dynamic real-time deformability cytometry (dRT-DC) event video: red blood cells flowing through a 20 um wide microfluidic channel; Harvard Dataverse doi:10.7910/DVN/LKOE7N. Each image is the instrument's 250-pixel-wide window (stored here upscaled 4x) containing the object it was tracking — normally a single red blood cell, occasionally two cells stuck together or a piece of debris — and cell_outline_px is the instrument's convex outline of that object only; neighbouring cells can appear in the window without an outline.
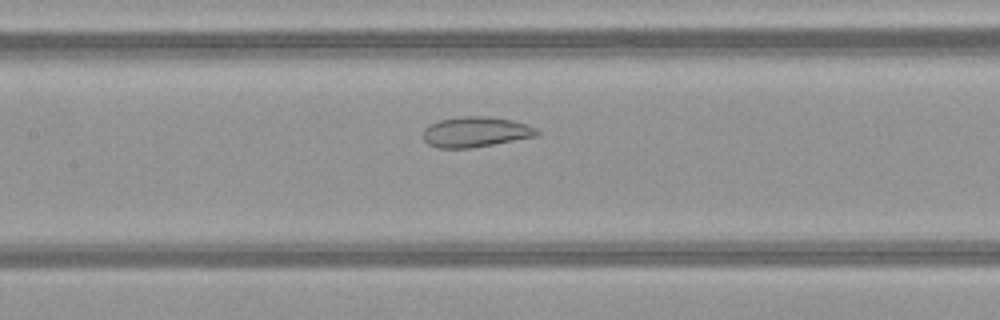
{"species": "common noctule bat (a hibernating species)", "species_latin": "Nyctalus noctula", "temperature_condition": "warm", "stored_images_in_passage": 48, "camera_frame_rate_fps": 3000, "um_per_image_px": 0.085, "animal": {"sex": "female", "body_mass_g": 21.9}, "frame": {"image": 1, "passage_image": 22, "time_ms": 7.0, "image_size_px": [1000, 320], "cell_outline_px": [[540, 136], [472, 148], [436, 148], [428, 144], [424, 140], [424, 128], [428, 124], [440, 120], [460, 116], [484, 116], [512, 120], [528, 124], [536, 128], [540, 132]], "centroid_in_image_um": [40.45, 11.22], "position_along_channel_um": 166.9, "area_um2": 20.4}}
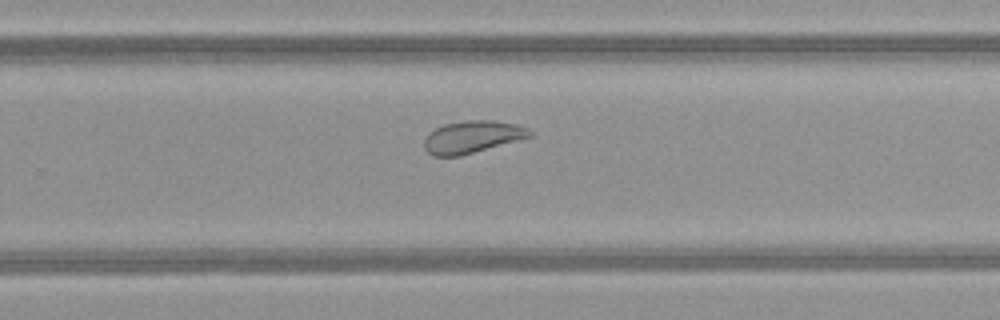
{"frame": {"image": 2, "passage_image": 31, "time_ms": 10.0, "image_size_px": [1000, 320], "cell_outline_px": [[532, 136], [460, 156], [432, 156], [424, 148], [424, 140], [436, 128], [444, 124], [464, 120], [496, 120], [516, 124], [528, 128], [532, 132]], "centroid_in_image_um": [40.15, 11.63], "position_along_channel_um": 289.6, "area_um2": 19.71}}
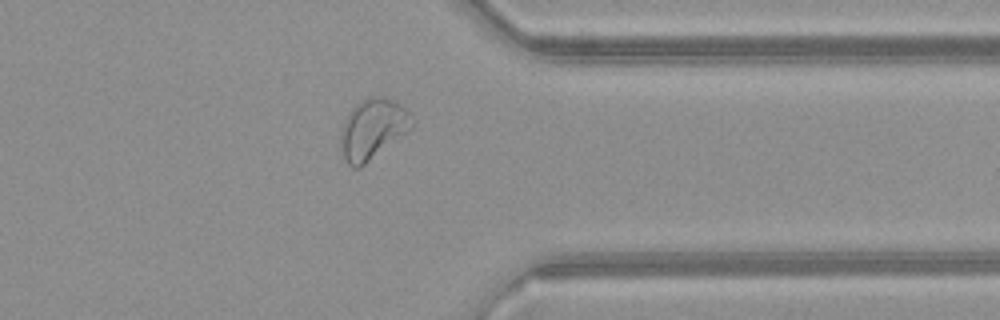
{"frame": {"image": 3, "passage_image": 38, "time_ms": 12.333, "image_size_px": [1000, 320], "cell_outline_px": [[412, 128], [360, 168], [352, 168], [344, 160], [340, 148], [340, 132], [344, 120], [348, 112], [360, 100], [368, 96], [384, 96], [400, 104], [408, 112], [412, 124]], "centroid_in_image_um": [31.62, 10.97], "position_along_channel_um": 379.8, "area_um2": 25.09}, "authors_computed_cell_mechanics": {"area_um2": 26.1545, "velocity_mm_per_s": 4.1052, "shape_relaxation_time_tau1_ms": null, "shape_relaxation_time_tau2_ms": 1.4094, "deformation_change_tau1": null, "deformation_change_tau2": 0.0714}}